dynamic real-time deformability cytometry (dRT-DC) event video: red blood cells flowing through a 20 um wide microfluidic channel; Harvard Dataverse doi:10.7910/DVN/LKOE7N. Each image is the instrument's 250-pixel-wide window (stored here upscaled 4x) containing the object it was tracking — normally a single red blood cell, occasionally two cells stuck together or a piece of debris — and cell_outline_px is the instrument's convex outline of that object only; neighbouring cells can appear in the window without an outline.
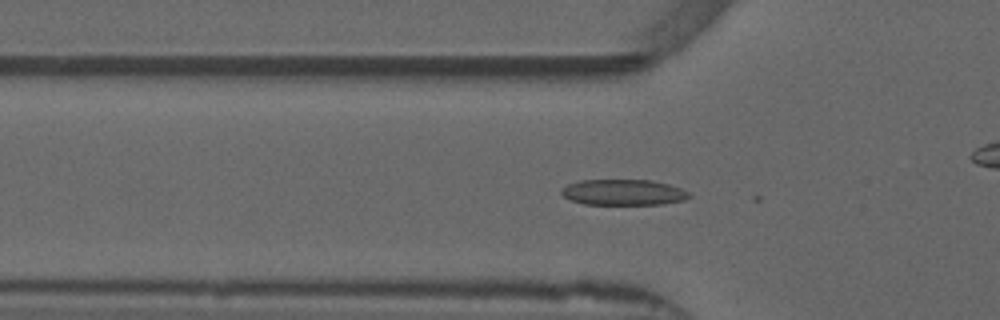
{"species": "common noctule bat (a hibernating species)", "species_latin": "Nyctalus noctula", "temperature_condition": "warm", "stored_images_in_passage": 18, "camera_frame_rate_fps": 3000, "um_per_image_px": 0.085, "animal": {"sex": "male", "forearm_length_mm": 52.5}, "frame": {"image": 1, "passage_image": 17, "time_ms": 5.333, "image_size_px": [1000, 320], "cell_outline_px": [[692, 196], [684, 200], [664, 204], [584, 204], [572, 200], [564, 196], [560, 192], [560, 188], [568, 184], [580, 180], [652, 180], [668, 184], [680, 188], [688, 192]], "centroid_in_image_um": [52.98, 16.34], "position_along_channel_um": 72.8, "area_um2": 19.19}}